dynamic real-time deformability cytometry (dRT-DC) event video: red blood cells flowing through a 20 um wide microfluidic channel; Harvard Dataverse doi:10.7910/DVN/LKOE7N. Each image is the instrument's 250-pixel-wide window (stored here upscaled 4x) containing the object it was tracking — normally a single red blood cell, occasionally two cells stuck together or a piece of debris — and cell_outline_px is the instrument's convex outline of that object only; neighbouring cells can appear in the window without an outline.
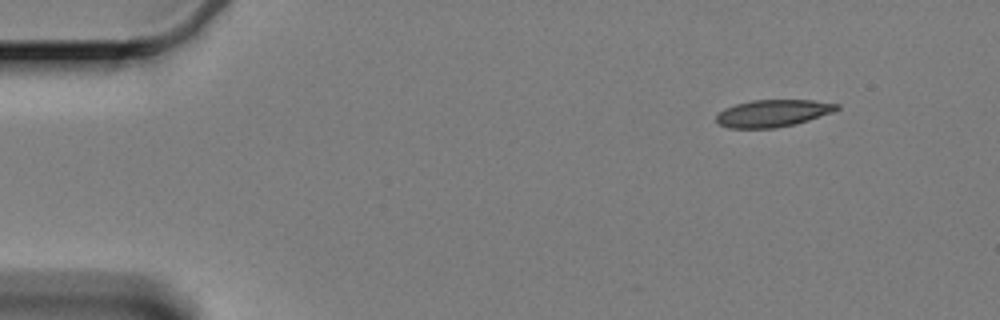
{"species": "Egyptian fruit bat (a non-hibernating species)", "species_latin": "Rousettus aegyptiacus", "temperature_condition": "cold", "stored_images_in_passage": 53, "camera_frame_rate_fps": 3000, "um_per_image_px": 0.085, "animal": {"sex": "female"}, "frame": {"image": 1, "passage_image": 1, "time_ms": 0.0, "image_size_px": [1000, 320], "cell_outline_px": [[840, 108], [832, 112], [808, 120], [776, 128], [728, 128], [720, 124], [716, 120], [716, 116], [724, 108], [736, 104], [752, 100], [812, 100], [840, 104]], "centroid_in_image_um": [65.69, 9.62], "position_along_channel_um": 19.3, "area_um2": 18.9}}
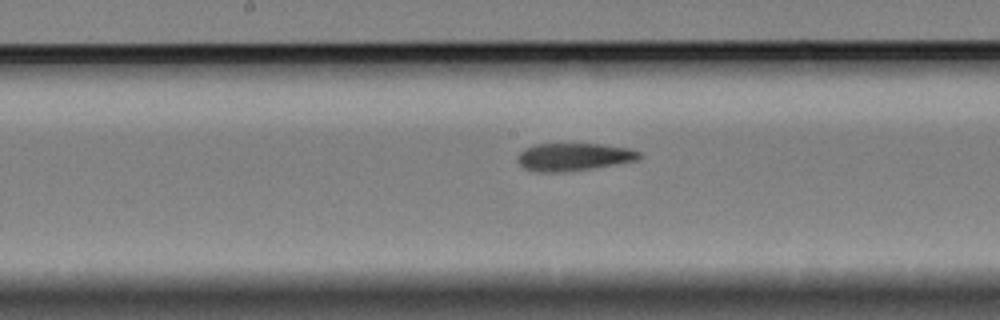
{"frame": {"image": 2, "passage_image": 25, "time_ms": 8.0, "image_size_px": [1000, 320], "cell_outline_px": [[640, 160], [592, 168], [564, 172], [540, 172], [524, 168], [516, 160], [516, 156], [524, 148], [536, 144], [600, 144], [628, 148], [640, 152]], "centroid_in_image_um": [48.74, 13.34], "position_along_channel_um": 199.5, "area_um2": 19.65}}
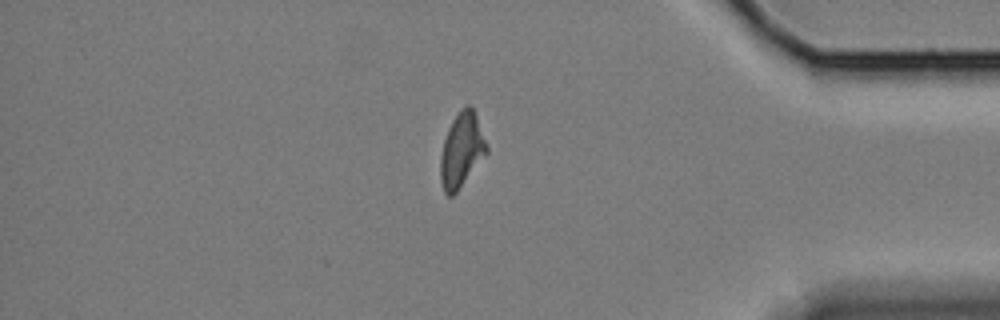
{"frame": {"image": 3, "passage_image": 45, "time_ms": 14.667, "image_size_px": [1000, 320], "cell_outline_px": [[488, 152], [456, 192], [452, 196], [448, 196], [444, 192], [440, 180], [440, 156], [444, 140], [448, 128], [452, 120], [460, 108], [468, 104], [472, 104], [488, 148]], "centroid_in_image_um": [39.22, 12.73], "position_along_channel_um": 396.0, "area_um2": 20.0}}